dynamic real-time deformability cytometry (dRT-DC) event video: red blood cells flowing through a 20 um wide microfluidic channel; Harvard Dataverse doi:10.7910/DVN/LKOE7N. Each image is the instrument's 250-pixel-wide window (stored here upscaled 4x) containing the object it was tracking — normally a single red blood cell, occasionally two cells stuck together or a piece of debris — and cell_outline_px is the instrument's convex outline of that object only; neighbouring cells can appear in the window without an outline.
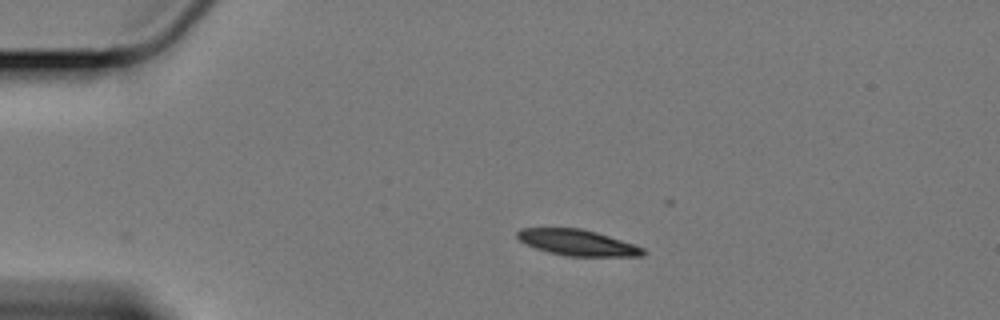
{"species": "Egyptian fruit bat (a non-hibernating species)", "species_latin": "Rousettus aegyptiacus", "temperature_condition": "cold", "stored_images_in_passage": 10, "camera_frame_rate_fps": 3000, "um_per_image_px": 0.085, "animal": {"sex": "female"}, "frame": {"image": 1, "passage_image": 1, "time_ms": 0.0, "image_size_px": [1000, 320], "cell_outline_px": [[648, 252], [644, 256], [568, 256], [548, 252], [536, 248], [520, 240], [516, 236], [516, 232], [520, 228], [580, 228], [596, 232], [644, 248]], "centroid_in_image_um": [49.09, 20.62], "position_along_channel_um": 35.9, "area_um2": 18.84}}